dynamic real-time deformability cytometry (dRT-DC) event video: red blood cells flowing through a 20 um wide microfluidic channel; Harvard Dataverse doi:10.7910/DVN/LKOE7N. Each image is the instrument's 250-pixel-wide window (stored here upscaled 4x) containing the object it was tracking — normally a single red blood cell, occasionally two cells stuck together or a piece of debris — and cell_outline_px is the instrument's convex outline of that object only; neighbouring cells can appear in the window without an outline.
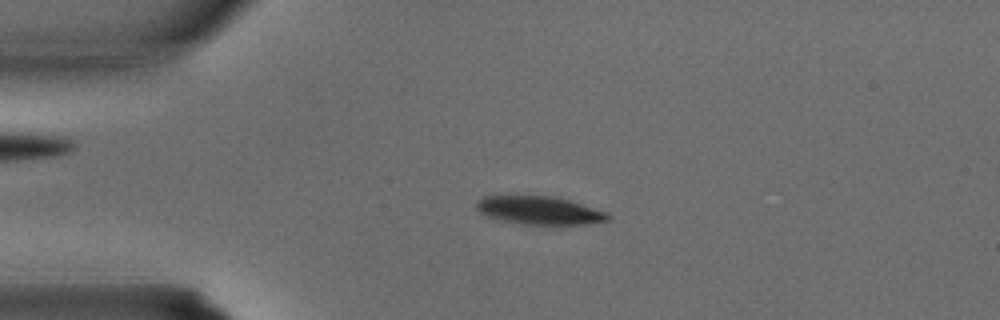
{"species": "common noctule bat (a hibernating species)", "species_latin": "Nyctalus noctula", "temperature_condition": "warm", "stored_images_in_passage": 33, "camera_frame_rate_fps": 3000, "um_per_image_px": 0.085, "animal": {"sex": "male", "body_mass_g": 15.6}, "frame": {"image": 1, "passage_image": 7, "time_ms": 2.0, "image_size_px": [1000, 320], "cell_outline_px": [[612, 216], [608, 220], [584, 224], [524, 224], [500, 220], [488, 216], [480, 212], [476, 208], [476, 200], [484, 196], [556, 196], [608, 212]], "centroid_in_image_um": [45.85, 17.87], "position_along_channel_um": 39.1, "area_um2": 21.5}}
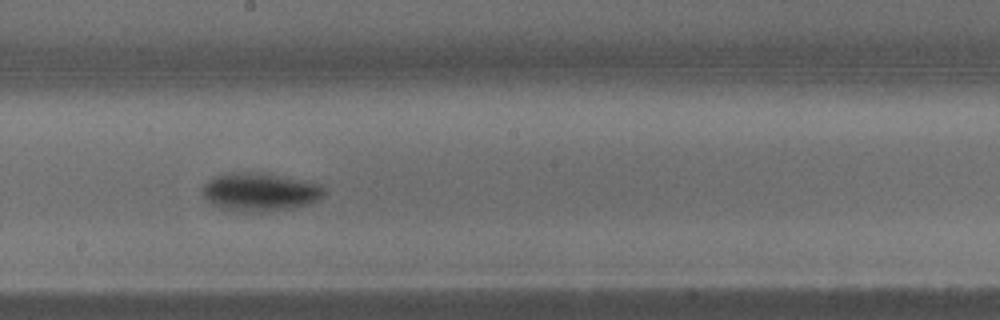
{"frame": {"image": 2, "passage_image": 18, "time_ms": 5.667, "image_size_px": [1000, 320], "cell_outline_px": [[324, 196], [308, 204], [296, 208], [256, 212], [220, 208], [212, 204], [204, 196], [200, 188], [208, 180], [224, 172], [268, 172], [324, 184]], "centroid_in_image_um": [22.12, 16.28], "position_along_channel_um": 226.1, "area_um2": 27.63}}
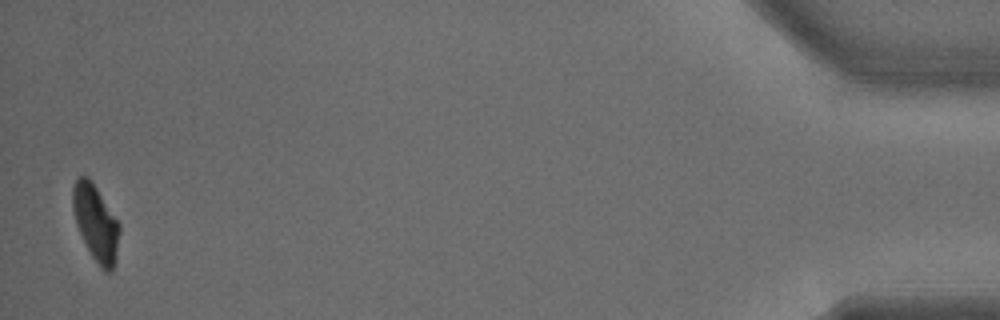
{"frame": {"image": 3, "passage_image": 33, "time_ms": 10.667, "image_size_px": [1000, 320], "cell_outline_px": [[120, 232], [116, 260], [112, 268], [108, 272], [104, 272], [100, 268], [92, 256], [76, 224], [72, 208], [72, 188], [76, 180], [80, 176], [88, 176], [120, 224]], "centroid_in_image_um": [8.14, 18.95], "position_along_channel_um": 427.1, "area_um2": 20.46}}